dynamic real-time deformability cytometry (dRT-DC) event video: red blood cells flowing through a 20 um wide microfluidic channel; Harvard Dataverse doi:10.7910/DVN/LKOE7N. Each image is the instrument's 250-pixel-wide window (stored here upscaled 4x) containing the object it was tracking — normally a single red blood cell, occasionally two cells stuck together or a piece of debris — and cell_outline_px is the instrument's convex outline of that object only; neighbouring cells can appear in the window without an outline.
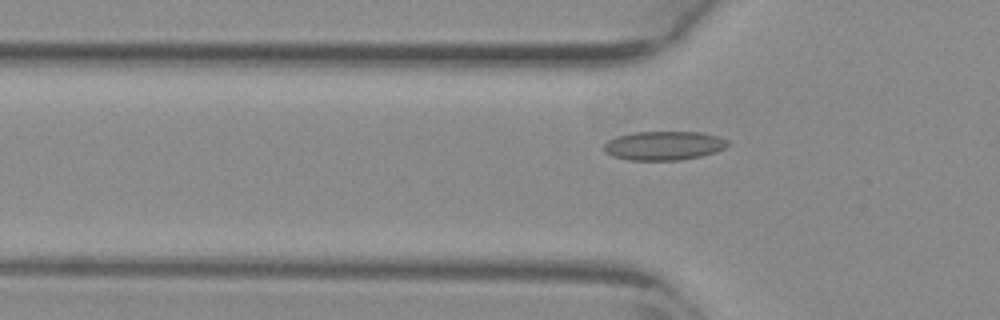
{"species": "common noctule bat (a hibernating species)", "species_latin": "Nyctalus noctula", "temperature_condition": "warm", "stored_images_in_passage": 40, "camera_frame_rate_fps": 3000, "um_per_image_px": 0.085, "animal": {"sex": "female", "body_mass_g": 29.2, "forearm_length_mm": 56.3}, "frame": {"image": 1, "passage_image": 4, "time_ms": 1.0, "image_size_px": [1000, 320], "cell_outline_px": [[728, 144], [724, 148], [716, 152], [700, 156], [680, 160], [628, 160], [612, 156], [604, 152], [604, 144], [608, 140], [616, 136], [632, 132], [700, 132], [720, 136], [728, 140]], "centroid_in_image_um": [56.41, 12.37], "position_along_channel_um": 69.4, "area_um2": 21.04}}
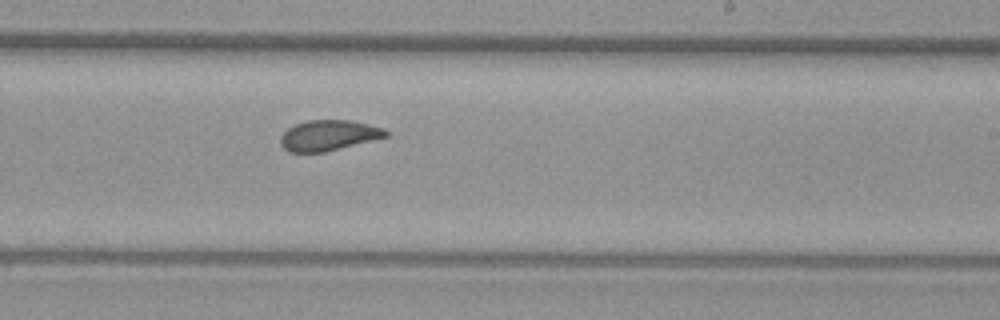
{"frame": {"image": 2, "passage_image": 19, "time_ms": 6.0, "image_size_px": [1000, 320], "cell_outline_px": [[388, 136], [324, 152], [288, 152], [280, 144], [280, 140], [284, 132], [288, 128], [296, 124], [308, 120], [352, 120], [384, 128], [388, 132]], "centroid_in_image_um": [27.92, 11.5], "position_along_channel_um": 261.1, "area_um2": 18.55}}
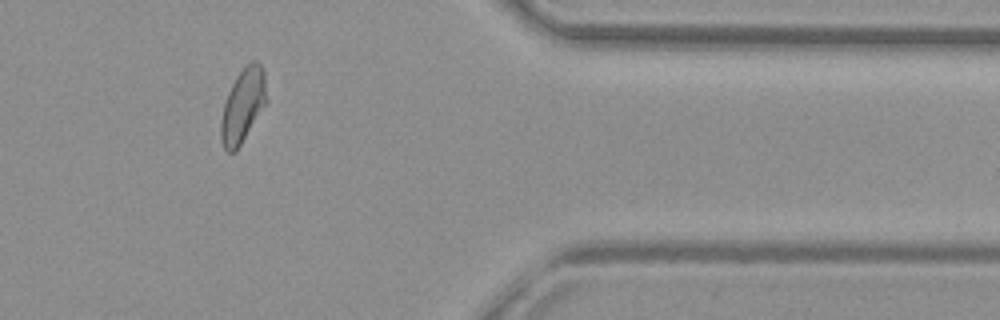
{"frame": {"image": 3, "passage_image": 31, "time_ms": 10.0, "image_size_px": [1000, 320], "cell_outline_px": [[268, 100], [236, 152], [228, 152], [224, 148], [220, 140], [220, 120], [224, 104], [228, 92], [236, 76], [252, 60], [256, 60], [264, 68]], "centroid_in_image_um": [20.65, 8.97], "position_along_channel_um": 390.7, "area_um2": 19.77}}